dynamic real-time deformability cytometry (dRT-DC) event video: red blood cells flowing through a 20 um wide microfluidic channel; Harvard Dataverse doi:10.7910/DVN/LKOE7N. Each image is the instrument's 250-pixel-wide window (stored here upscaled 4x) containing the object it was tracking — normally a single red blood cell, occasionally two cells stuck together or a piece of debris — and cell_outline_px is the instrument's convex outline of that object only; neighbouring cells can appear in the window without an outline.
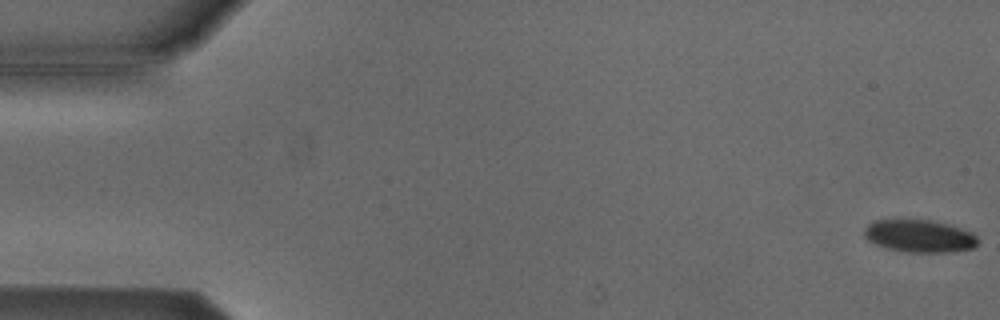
{"species": "Egyptian fruit bat (a non-hibernating species)", "species_latin": "Rousettus aegyptiacus", "temperature_condition": "cold", "stored_images_in_passage": 17, "camera_frame_rate_fps": 3000, "um_per_image_px": 0.085, "animal": {"sex": "male"}, "frame": {"image": 1, "passage_image": 1, "time_ms": 0.0, "image_size_px": [1000, 320], "cell_outline_px": [[980, 240], [972, 248], [952, 252], [908, 252], [888, 248], [876, 244], [868, 240], [864, 236], [864, 228], [868, 224], [876, 220], [928, 220], [948, 224], [972, 232]], "centroid_in_image_um": [78.16, 20.06], "position_along_channel_um": 6.8, "area_um2": 21.39}}
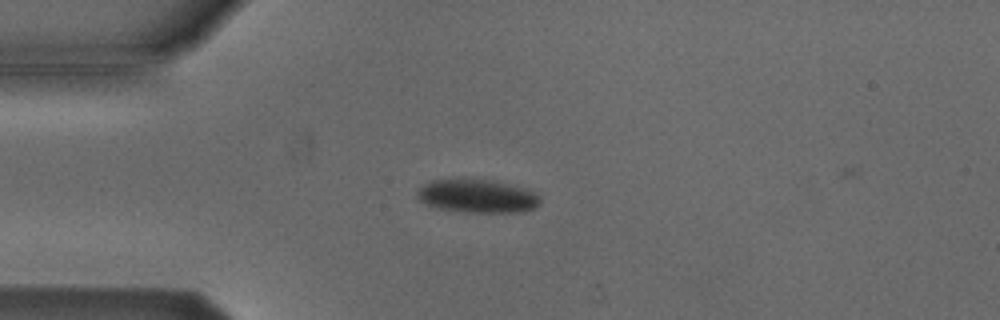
{"frame": {"image": 2, "passage_image": 14, "time_ms": 4.333, "image_size_px": [1000, 320], "cell_outline_px": [[540, 204], [524, 212], [468, 212], [440, 208], [428, 204], [420, 200], [416, 196], [420, 188], [424, 184], [432, 180], [464, 176], [488, 180], [524, 188], [540, 196]], "centroid_in_image_um": [40.54, 16.63], "position_along_channel_um": 44.5, "area_um2": 24.04}}